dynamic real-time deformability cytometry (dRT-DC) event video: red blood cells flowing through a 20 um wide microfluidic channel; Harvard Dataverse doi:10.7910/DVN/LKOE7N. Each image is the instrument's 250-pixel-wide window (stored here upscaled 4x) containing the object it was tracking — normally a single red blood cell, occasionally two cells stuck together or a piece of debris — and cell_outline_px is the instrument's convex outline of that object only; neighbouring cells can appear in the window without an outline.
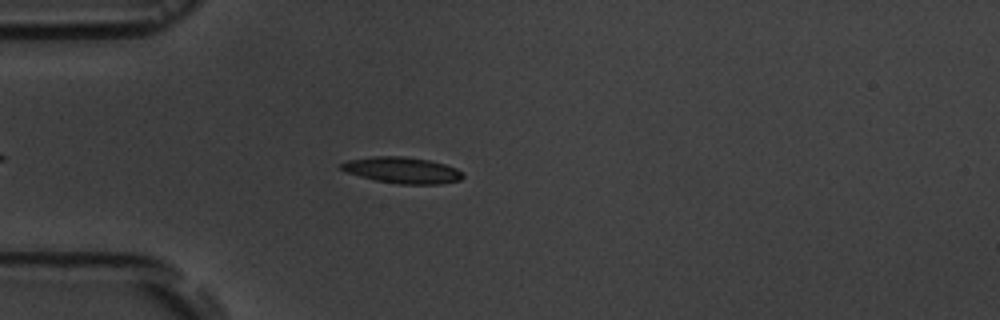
{"species": "common noctule bat (a hibernating species)", "species_latin": "Nyctalus noctula", "temperature_condition": "room temperature", "stored_images_in_passage": 4, "camera_frame_rate_fps": 3000, "um_per_image_px": 0.085, "animal": {"sex": "male", "body_mass_g": 19.5, "forearm_length_mm": 54.6}, "frame": {"image": 1, "passage_image": 4, "time_ms": 3.333, "image_size_px": [1000, 320], "cell_outline_px": [[464, 176], [460, 180], [440, 184], [396, 184], [376, 180], [344, 172], [340, 168], [340, 164], [348, 160], [372, 156], [404, 156], [428, 160], [444, 164], [456, 168], [464, 172]], "centroid_in_image_um": [34.19, 14.47], "position_along_channel_um": 50.8, "area_um2": 18.67}}